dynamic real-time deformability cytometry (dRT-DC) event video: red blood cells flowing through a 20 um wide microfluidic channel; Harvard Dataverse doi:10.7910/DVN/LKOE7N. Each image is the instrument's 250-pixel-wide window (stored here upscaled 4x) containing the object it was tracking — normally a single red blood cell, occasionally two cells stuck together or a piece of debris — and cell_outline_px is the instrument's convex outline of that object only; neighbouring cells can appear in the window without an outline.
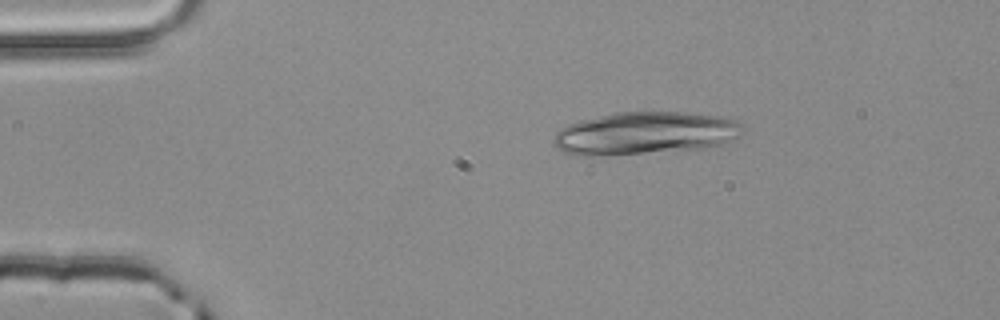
{"species": "common noctule bat (a hibernating species)", "species_latin": "Nyctalus noctula", "temperature_condition": "room temperature", "stored_images_in_passage": 2, "camera_frame_rate_fps": 3000, "um_per_image_px": 0.085, "animal": {"sex": "male", "body_mass_g": 20.4}, "frame": {"image": 1, "passage_image": 1, "time_ms": 0.0, "image_size_px": [1000, 320], "cell_outline_px": [[740, 136], [732, 140], [720, 144], [700, 148], [600, 156], [584, 156], [564, 152], [552, 144], [552, 140], [556, 132], [560, 128], [568, 124], [580, 120], [612, 112], [684, 112], [724, 116], [736, 120], [740, 124]], "centroid_in_image_um": [54.77, 11.31], "position_along_channel_um": 30.2, "area_um2": 46.99}}